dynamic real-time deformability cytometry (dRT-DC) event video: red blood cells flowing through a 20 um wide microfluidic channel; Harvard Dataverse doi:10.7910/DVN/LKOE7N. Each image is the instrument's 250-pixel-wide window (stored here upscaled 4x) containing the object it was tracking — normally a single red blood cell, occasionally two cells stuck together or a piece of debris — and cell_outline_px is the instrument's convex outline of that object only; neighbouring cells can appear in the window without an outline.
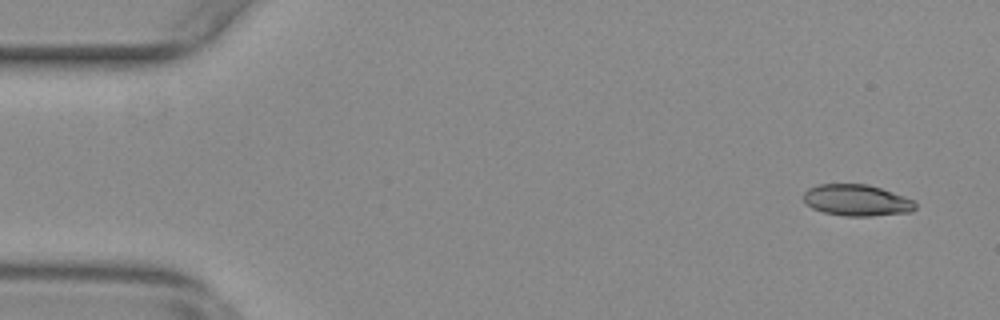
{"species": "common noctule bat (a hibernating species)", "species_latin": "Nyctalus noctula", "temperature_condition": "warm", "stored_images_in_passage": 13, "camera_frame_rate_fps": 3000, "um_per_image_px": 0.085, "animal": {"sex": "female", "body_mass_g": 29.2, "forearm_length_mm": 56.3}, "frame": {"image": 1, "passage_image": 3, "time_ms": 0.667, "image_size_px": [1000, 320], "cell_outline_px": [[916, 208], [912, 212], [872, 216], [844, 216], [824, 212], [812, 208], [804, 200], [804, 192], [808, 188], [820, 184], [868, 184], [916, 200]], "centroid_in_image_um": [72.86, 17.02], "position_along_channel_um": 12.1, "area_um2": 20.52}}